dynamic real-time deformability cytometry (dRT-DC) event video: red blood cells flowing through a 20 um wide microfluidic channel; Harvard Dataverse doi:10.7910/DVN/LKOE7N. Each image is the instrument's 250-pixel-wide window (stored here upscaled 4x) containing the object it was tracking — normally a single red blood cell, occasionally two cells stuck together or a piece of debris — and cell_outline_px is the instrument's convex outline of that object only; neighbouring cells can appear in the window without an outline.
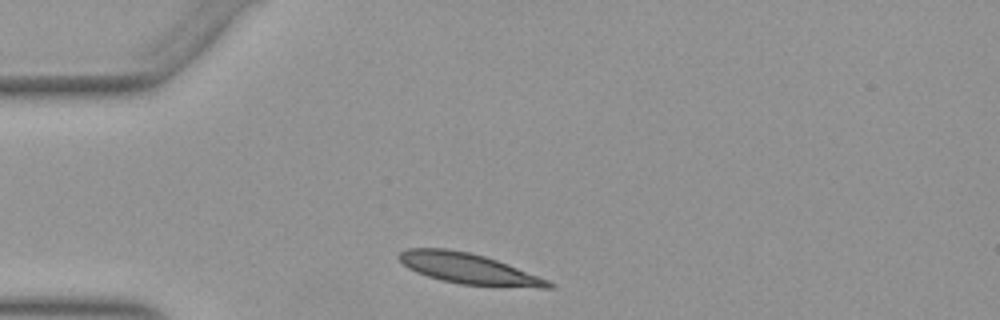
{"species": "Egyptian fruit bat (a non-hibernating species)", "species_latin": "Rousettus aegyptiacus", "temperature_condition": "warm", "stored_images_in_passage": 31, "camera_frame_rate_fps": 3000, "um_per_image_px": 0.085, "animal": {"sex": "female"}, "frame": {"image": 1, "passage_image": 2, "time_ms": 0.333, "image_size_px": [1000, 320], "cell_outline_px": [[556, 288], [536, 288], [460, 284], [440, 280], [416, 272], [408, 268], [396, 256], [400, 252], [408, 248], [448, 248], [468, 252], [484, 256], [508, 264], [548, 280], [556, 284]], "centroid_in_image_um": [39.84, 22.84], "position_along_channel_um": 45.2, "area_um2": 26.65}}
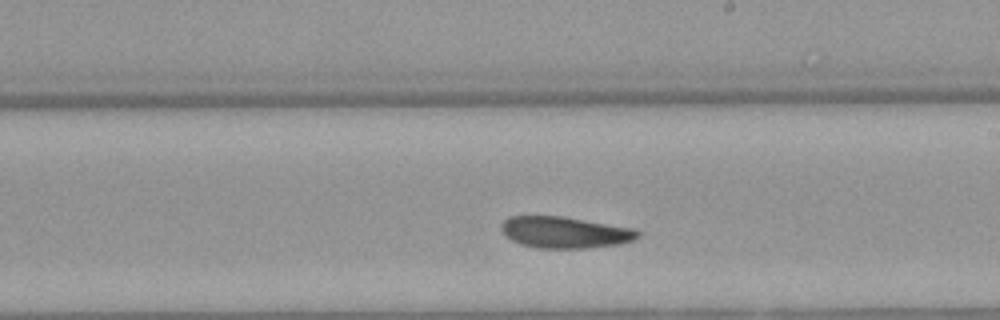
{"frame": {"image": 2, "passage_image": 19, "time_ms": 6.0, "image_size_px": [1000, 320], "cell_outline_px": [[640, 236], [632, 240], [620, 244], [584, 248], [540, 248], [520, 244], [512, 240], [500, 228], [500, 224], [508, 216], [560, 216], [636, 228], [640, 232]], "centroid_in_image_um": [48.03, 19.74], "position_along_channel_um": 241.0, "area_um2": 24.97}}
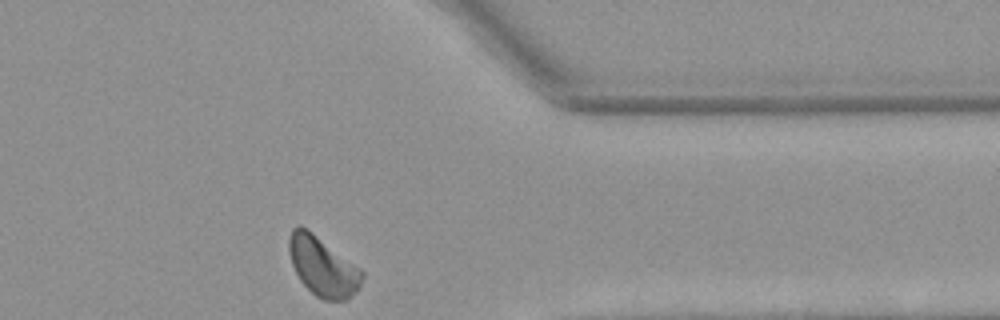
{"frame": {"image": 3, "passage_image": 31, "time_ms": 10.0, "image_size_px": [1000, 320], "cell_outline_px": [[364, 276], [360, 288], [356, 292], [344, 300], [324, 300], [316, 296], [300, 280], [292, 264], [288, 252], [288, 240], [292, 228], [296, 224], [300, 224], [308, 228], [360, 268], [364, 272]], "centroid_in_image_um": [27.42, 22.61], "position_along_channel_um": 384.0, "area_um2": 25.43}, "authors_computed_cell_mechanics": {"area_um2": 25.7788, "velocity_mm_per_s": 3.8692, "shape_relaxation_time_tau1_ms": 4.8026, "shape_relaxation_time_tau2_ms": null, "deformation_change_tau1": 0.1332, "deformation_change_tau2": null}}